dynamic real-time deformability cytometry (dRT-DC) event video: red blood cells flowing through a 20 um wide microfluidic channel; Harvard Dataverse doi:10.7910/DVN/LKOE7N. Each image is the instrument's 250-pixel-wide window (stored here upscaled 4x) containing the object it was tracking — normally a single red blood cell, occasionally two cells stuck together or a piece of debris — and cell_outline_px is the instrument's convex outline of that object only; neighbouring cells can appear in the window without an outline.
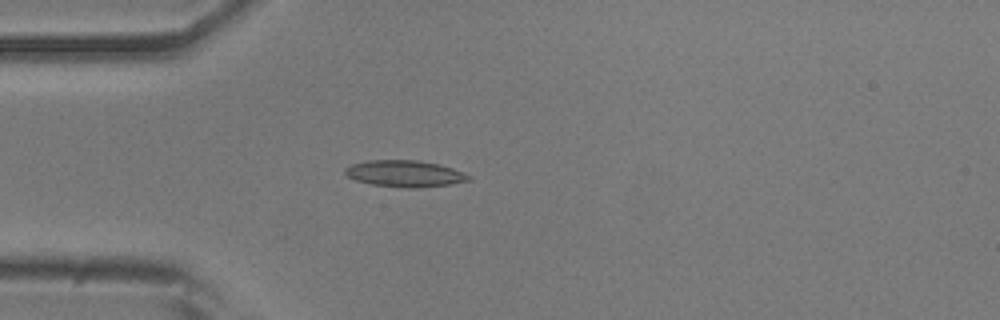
{"species": "common noctule bat (a hibernating species)", "species_latin": "Nyctalus noctula", "temperature_condition": "room temperature", "stored_images_in_passage": 23, "camera_frame_rate_fps": 3000, "um_per_image_px": 0.085, "animal": {"sex": "male", "body_mass_g": 20.5, "forearm_length_mm": 52.5}, "frame": {"image": 1, "passage_image": 1, "time_ms": 0.0, "image_size_px": [1000, 320], "cell_outline_px": [[472, 180], [448, 184], [412, 188], [404, 188], [372, 184], [356, 180], [348, 176], [344, 172], [344, 168], [352, 164], [368, 160], [420, 160], [440, 164], [452, 168], [472, 176]], "centroid_in_image_um": [34.41, 14.75], "position_along_channel_um": 50.6, "area_um2": 19.07}}
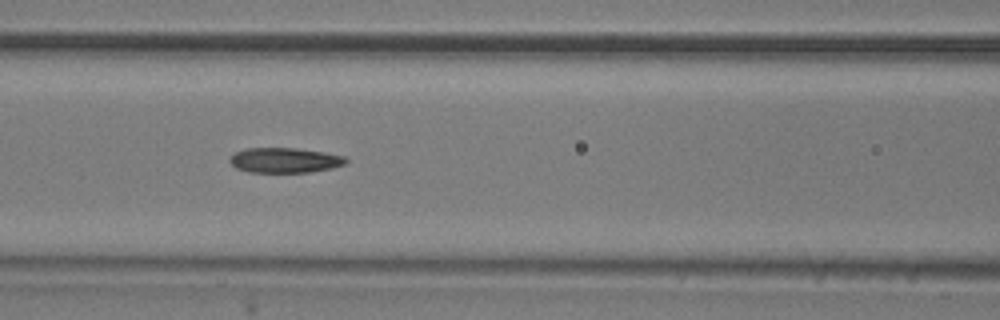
{"frame": {"image": 2, "passage_image": 9, "time_ms": 2.667, "image_size_px": [1000, 320], "cell_outline_px": [[348, 160], [344, 164], [332, 168], [308, 172], [248, 172], [236, 168], [228, 160], [236, 152], [244, 148], [296, 148], [324, 152], [344, 156]], "centroid_in_image_um": [24.19, 13.62], "position_along_channel_um": 142.4, "area_um2": 16.88}}
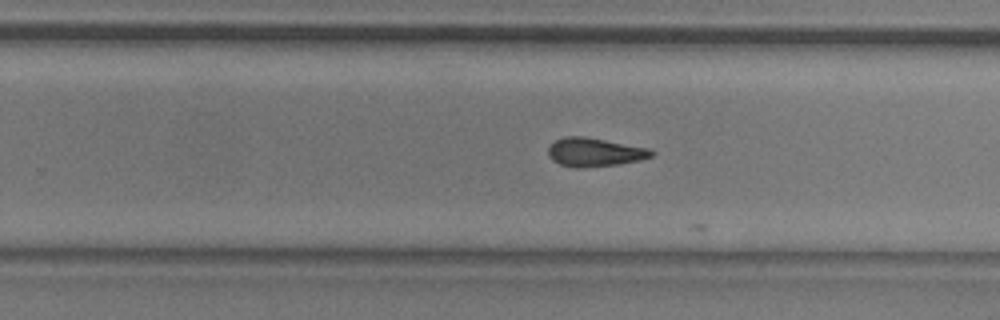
{"frame": {"image": 3, "passage_image": 20, "time_ms": 6.333, "image_size_px": [1000, 320], "cell_outline_px": [[656, 152], [652, 156], [640, 160], [616, 164], [580, 168], [576, 168], [560, 164], [552, 160], [548, 156], [548, 148], [556, 140], [564, 136], [584, 136], [648, 148]], "centroid_in_image_um": [50.52, 12.93], "position_along_channel_um": 279.3, "area_um2": 17.11}}